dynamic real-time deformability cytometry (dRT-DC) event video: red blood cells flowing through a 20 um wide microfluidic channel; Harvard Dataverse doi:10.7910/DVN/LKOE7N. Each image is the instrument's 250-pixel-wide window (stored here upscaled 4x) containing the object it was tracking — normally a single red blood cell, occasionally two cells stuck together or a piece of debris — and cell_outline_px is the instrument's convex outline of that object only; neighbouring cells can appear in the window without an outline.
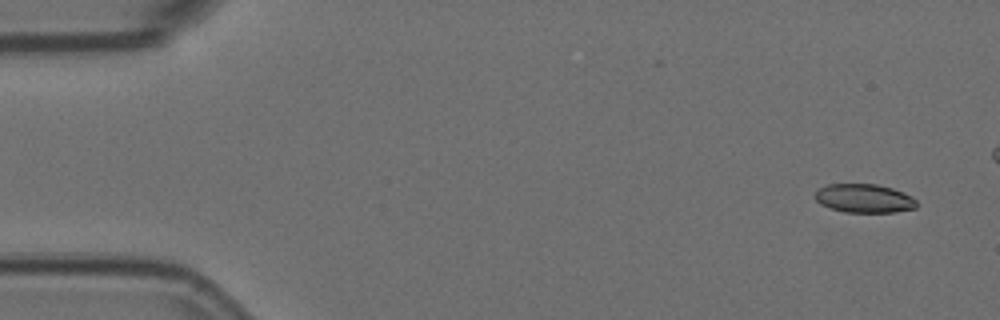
{"species": "Egyptian fruit bat (a non-hibernating species)", "species_latin": "Rousettus aegyptiacus", "temperature_condition": "room temperature", "stored_images_in_passage": 5, "camera_frame_rate_fps": 3000, "um_per_image_px": 0.085, "animal": {"sex": "female"}, "frame": {"image": 1, "passage_image": 1, "time_ms": 0.0, "image_size_px": [1000, 320], "cell_outline_px": [[916, 208], [896, 212], [844, 212], [820, 204], [816, 200], [816, 192], [820, 188], [828, 184], [876, 184], [892, 188], [912, 196], [916, 200]], "centroid_in_image_um": [73.48, 16.86], "position_along_channel_um": 11.5, "area_um2": 16.88}}